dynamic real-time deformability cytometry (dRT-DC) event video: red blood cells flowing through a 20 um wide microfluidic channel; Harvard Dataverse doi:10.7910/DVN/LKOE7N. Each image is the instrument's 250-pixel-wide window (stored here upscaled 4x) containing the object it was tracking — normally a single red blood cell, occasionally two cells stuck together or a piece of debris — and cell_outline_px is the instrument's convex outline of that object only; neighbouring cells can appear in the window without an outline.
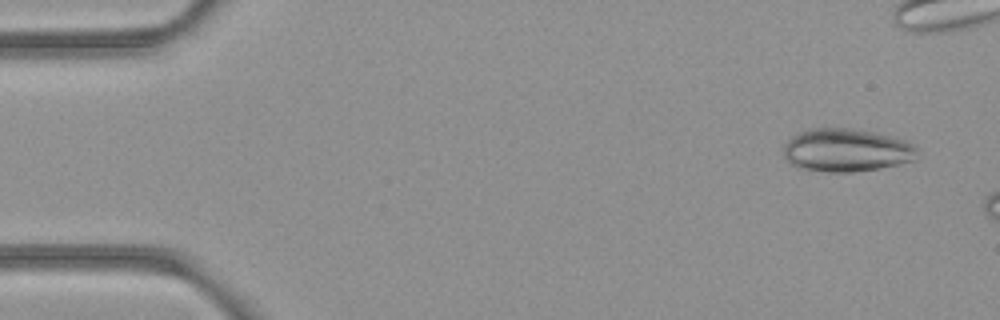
{"species": "common noctule bat (a hibernating species)", "species_latin": "Nyctalus noctula", "temperature_condition": "room temperature", "stored_images_in_passage": 3, "camera_frame_rate_fps": 3000, "um_per_image_px": 0.085, "animal": {"sex": "female", "body_mass_g": 21.9}, "frame": {"image": 1, "passage_image": 1, "time_ms": 0.0, "image_size_px": [1000, 320], "cell_outline_px": [[920, 148], [912, 160], [880, 168], [852, 172], [828, 172], [804, 168], [792, 164], [784, 156], [784, 144], [792, 136], [808, 128], [852, 128], [876, 132], [904, 140]], "centroid_in_image_um": [71.94, 12.75], "position_along_channel_um": 13.1, "area_um2": 33.41}}